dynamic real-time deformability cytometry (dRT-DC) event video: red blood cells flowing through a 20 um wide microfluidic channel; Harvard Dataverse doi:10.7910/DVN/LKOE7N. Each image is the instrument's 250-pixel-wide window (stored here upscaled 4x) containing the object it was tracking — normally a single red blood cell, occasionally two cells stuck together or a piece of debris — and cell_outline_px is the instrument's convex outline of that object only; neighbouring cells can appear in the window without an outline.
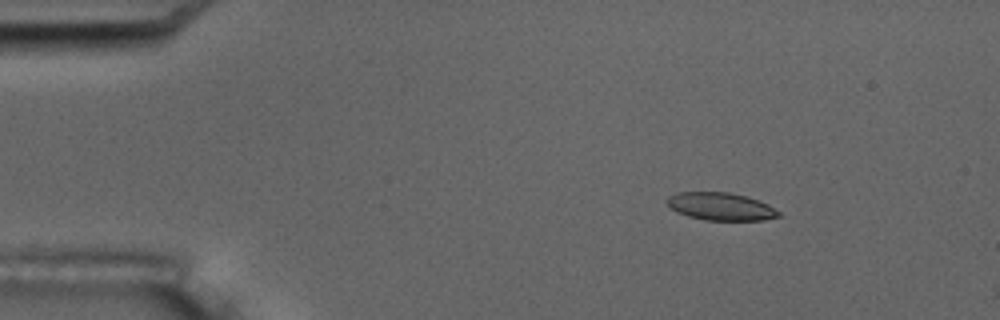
{"species": "common noctule bat (a hibernating species)", "species_latin": "Nyctalus noctula", "temperature_condition": "room temperature", "stored_images_in_passage": 13, "camera_frame_rate_fps": 3000, "um_per_image_px": 0.085, "animal": {"sex": "male", "body_mass_g": 17.5, "forearm_length_mm": 52.3}, "frame": {"image": 1, "passage_image": 3, "time_ms": 2.333, "image_size_px": [1000, 320], "cell_outline_px": [[780, 216], [764, 220], [704, 220], [688, 216], [676, 212], [668, 208], [664, 200], [668, 196], [676, 192], [728, 192], [744, 196], [768, 204], [780, 212]], "centroid_in_image_um": [61.18, 17.55], "position_along_channel_um": 23.8, "area_um2": 18.15}}